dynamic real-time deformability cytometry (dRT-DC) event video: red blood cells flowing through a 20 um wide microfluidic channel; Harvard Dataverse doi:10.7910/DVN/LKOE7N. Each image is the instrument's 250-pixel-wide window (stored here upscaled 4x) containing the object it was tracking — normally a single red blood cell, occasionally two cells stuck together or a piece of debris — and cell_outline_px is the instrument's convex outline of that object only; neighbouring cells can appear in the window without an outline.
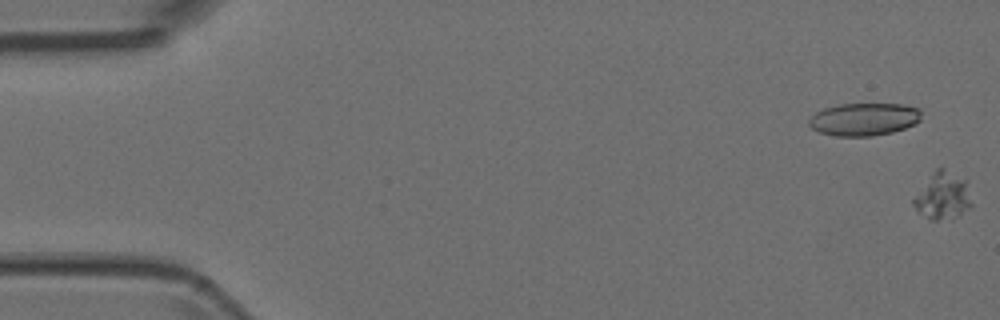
{"species": "Egyptian fruit bat (a non-hibernating species)", "species_latin": "Rousettus aegyptiacus", "temperature_condition": "room temperature", "stored_images_in_passage": 6, "camera_frame_rate_fps": 3000, "um_per_image_px": 0.085, "animal": {"sex": "female"}, "frame": {"image": 1, "passage_image": 1, "time_ms": 0.0, "image_size_px": [1000, 320], "cell_outline_px": [[972, 204], [968, 208], [952, 220], [932, 220], [920, 212], [912, 204], [912, 200], [932, 172], [936, 168], [944, 168], [968, 180]], "centroid_in_image_um": [80.17, 16.64], "position_along_channel_um": 4.8, "area_um2": 16.01}}
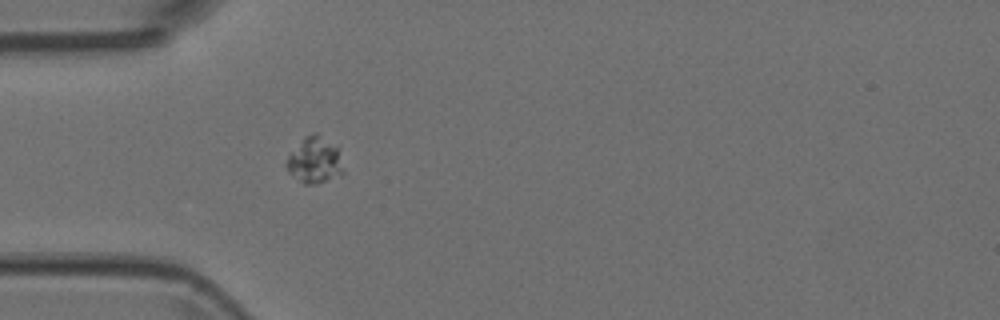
{"frame": {"image": 2, "passage_image": 6, "time_ms": 1.667, "image_size_px": [1000, 320], "cell_outline_px": [[344, 172], [316, 184], [304, 184], [288, 172], [284, 164], [288, 156], [304, 136], [312, 132], [316, 132], [336, 148]], "centroid_in_image_um": [26.67, 13.62], "position_along_channel_um": 58.3, "area_um2": 14.85}}